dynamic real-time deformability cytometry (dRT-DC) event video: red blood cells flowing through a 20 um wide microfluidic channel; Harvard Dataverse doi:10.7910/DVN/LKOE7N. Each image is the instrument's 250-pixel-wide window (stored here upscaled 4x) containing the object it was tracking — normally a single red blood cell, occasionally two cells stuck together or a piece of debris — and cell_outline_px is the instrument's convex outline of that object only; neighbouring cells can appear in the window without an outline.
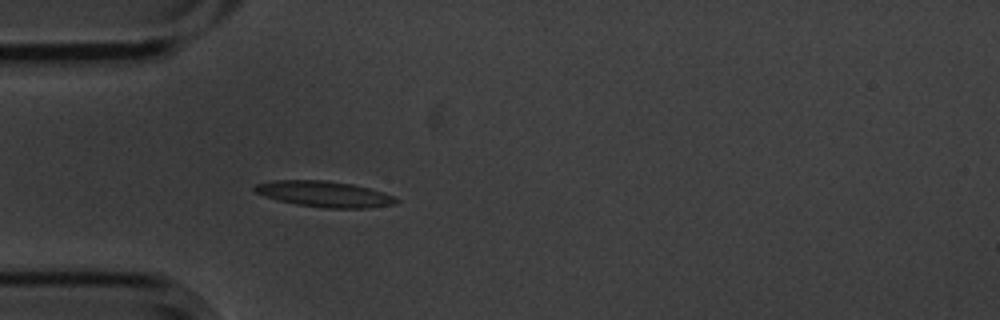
{"species": "common noctule bat (a hibernating species)", "species_latin": "Nyctalus noctula", "temperature_condition": "cold", "stored_images_in_passage": 3, "camera_frame_rate_fps": 3000, "um_per_image_px": 0.085, "animal": {"sex": "male", "body_mass_g": 20.1, "forearm_length_mm": 53.5}, "frame": {"image": 1, "passage_image": 3, "time_ms": 0.667, "image_size_px": [1000, 320], "cell_outline_px": [[400, 200], [396, 204], [368, 208], [324, 208], [296, 204], [276, 200], [256, 192], [252, 188], [256, 184], [276, 180], [324, 180], [352, 184], [384, 192]], "centroid_in_image_um": [27.58, 16.5], "position_along_channel_um": 57.4, "area_um2": 21.27}}